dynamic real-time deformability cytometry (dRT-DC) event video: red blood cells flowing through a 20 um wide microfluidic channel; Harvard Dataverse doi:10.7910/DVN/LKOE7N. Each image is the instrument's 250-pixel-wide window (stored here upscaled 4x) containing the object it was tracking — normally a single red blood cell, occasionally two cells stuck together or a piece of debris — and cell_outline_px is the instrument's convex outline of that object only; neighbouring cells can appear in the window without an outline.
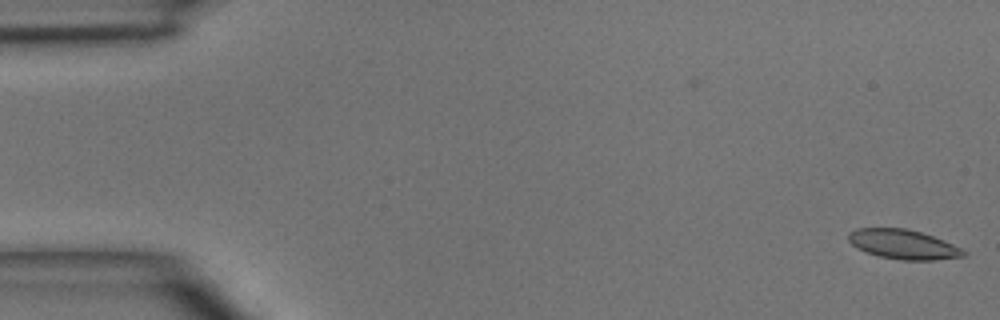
{"species": "common noctule bat (a hibernating species)", "species_latin": "Nyctalus noctula", "temperature_condition": "room temperature", "stored_images_in_passage": 5, "camera_frame_rate_fps": 3000, "um_per_image_px": 0.085, "animal": {"sex": "male", "body_mass_g": 15.6}, "frame": {"image": 1, "passage_image": 1, "time_ms": 0.0, "image_size_px": [1000, 320], "cell_outline_px": [[968, 252], [964, 256], [936, 260], [900, 260], [880, 256], [868, 252], [852, 244], [848, 240], [848, 232], [856, 228], [908, 228], [944, 240]], "centroid_in_image_um": [76.78, 20.76], "position_along_channel_um": 8.2, "area_um2": 19.65}}
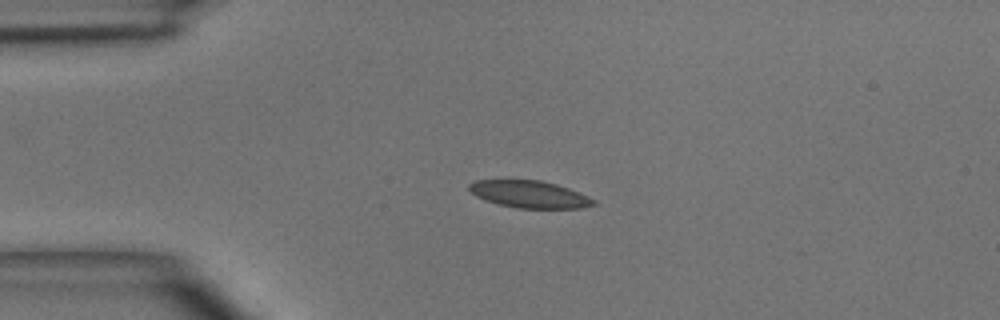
{"frame": {"image": 2, "passage_image": 4, "time_ms": 3.333, "image_size_px": [1000, 320], "cell_outline_px": [[596, 204], [580, 208], [516, 208], [496, 204], [484, 200], [476, 196], [468, 188], [468, 184], [476, 180], [540, 180], [556, 184], [580, 192], [596, 200]], "centroid_in_image_um": [45.0, 16.51], "position_along_channel_um": 40.0, "area_um2": 19.77}}